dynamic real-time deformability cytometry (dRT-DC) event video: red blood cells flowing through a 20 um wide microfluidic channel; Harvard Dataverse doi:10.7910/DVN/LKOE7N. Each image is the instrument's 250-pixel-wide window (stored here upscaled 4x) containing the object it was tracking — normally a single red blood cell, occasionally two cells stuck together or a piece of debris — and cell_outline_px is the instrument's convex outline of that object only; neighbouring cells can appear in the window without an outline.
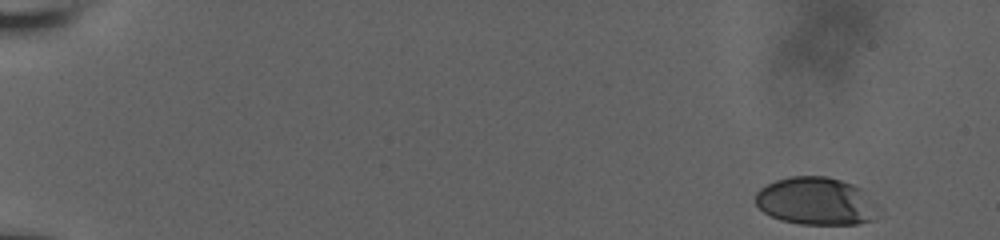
{"species": "human", "species_latin": "Homo sapiens", "temperature_condition": "room temperature", "stored_images_in_passage": 54, "camera_frame_rate_fps": 3000, "um_per_image_px": 0.085, "donor": {"sex": "male"}, "frame": {"image": 1, "passage_image": 1, "time_ms": 0.0, "image_size_px": [1000, 240], "cell_outline_px": [[884, 208], [872, 220], [856, 224], [800, 224], [780, 220], [764, 212], [756, 204], [756, 192], [760, 188], [776, 180], [788, 176], [824, 176], [840, 180], [852, 184], [860, 188]], "centroid_in_image_um": [69.42, 17.1], "position_along_channel_um": 15.6, "area_um2": 34.51}}
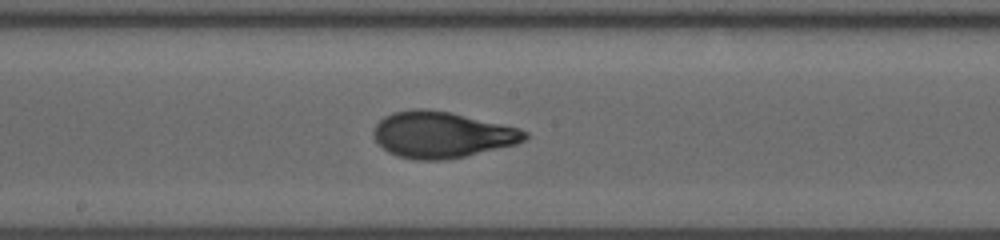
{"frame": {"image": 2, "passage_image": 30, "time_ms": 9.667, "image_size_px": [1000, 240], "cell_outline_px": [[528, 136], [524, 140], [516, 144], [464, 156], [444, 160], [416, 160], [396, 156], [388, 152], [376, 140], [372, 132], [376, 124], [384, 116], [392, 112], [416, 108], [424, 108], [452, 112], [520, 128], [528, 132]], "centroid_in_image_um": [37.54, 11.44], "position_along_channel_um": 210.7, "area_um2": 40.81}}
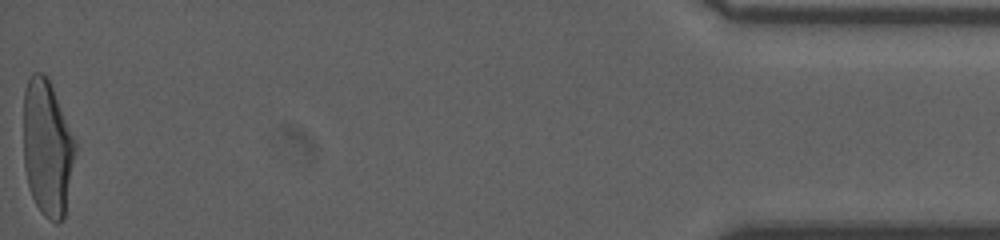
{"frame": {"image": 3, "passage_image": 54, "time_ms": 17.667, "image_size_px": [1000, 240], "cell_outline_px": [[76, 152], [64, 220], [56, 224], [48, 220], [40, 212], [32, 196], [28, 184], [24, 168], [24, 88], [32, 72], [40, 72], [48, 80], [52, 88], [76, 140]], "centroid_in_image_um": [4.03, 12.64], "position_along_channel_um": 431.2, "area_um2": 41.27}, "authors_computed_cell_mechanics": {"area_um2": 39.5641, "velocity_mm_per_s": 3.8271, "shape_relaxation_time_tau1_ms": 5.4819, "shape_relaxation_time_tau2_ms": 0.8671, "deformation_change_tau1": 0.2144, "deformation_change_tau2": 0.0707}}